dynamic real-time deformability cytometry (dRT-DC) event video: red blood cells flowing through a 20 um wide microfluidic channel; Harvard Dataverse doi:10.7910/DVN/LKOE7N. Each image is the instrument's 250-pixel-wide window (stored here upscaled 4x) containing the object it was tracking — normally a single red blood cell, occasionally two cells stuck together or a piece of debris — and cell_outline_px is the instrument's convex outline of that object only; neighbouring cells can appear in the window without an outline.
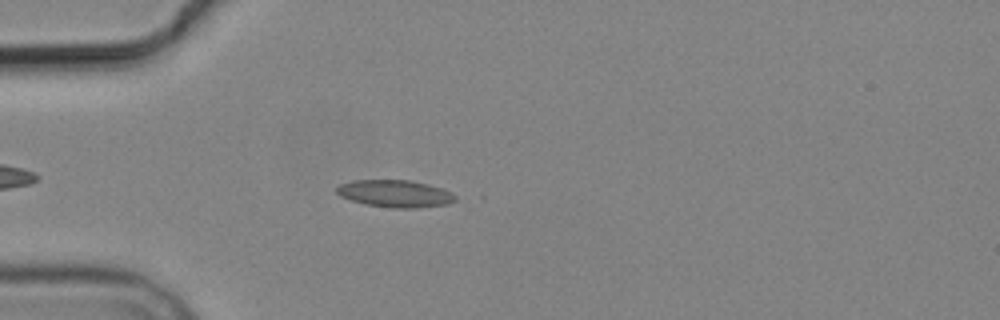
{"species": "common noctule bat (a hibernating species)", "species_latin": "Nyctalus noctula", "temperature_condition": "cold", "stored_images_in_passage": 5, "camera_frame_rate_fps": 3000, "um_per_image_px": 0.085, "animal": {"sex": "male", "body_mass_g": 19.2, "forearm_length_mm": 51.8}, "frame": {"image": 1, "passage_image": 5, "time_ms": 4.667, "image_size_px": [1000, 320], "cell_outline_px": [[456, 200], [448, 204], [412, 208], [392, 208], [364, 204], [340, 196], [336, 192], [336, 188], [340, 184], [352, 180], [412, 180], [444, 188], [452, 192], [456, 196]], "centroid_in_image_um": [33.6, 16.45], "position_along_channel_um": 51.4, "area_um2": 18.96}}